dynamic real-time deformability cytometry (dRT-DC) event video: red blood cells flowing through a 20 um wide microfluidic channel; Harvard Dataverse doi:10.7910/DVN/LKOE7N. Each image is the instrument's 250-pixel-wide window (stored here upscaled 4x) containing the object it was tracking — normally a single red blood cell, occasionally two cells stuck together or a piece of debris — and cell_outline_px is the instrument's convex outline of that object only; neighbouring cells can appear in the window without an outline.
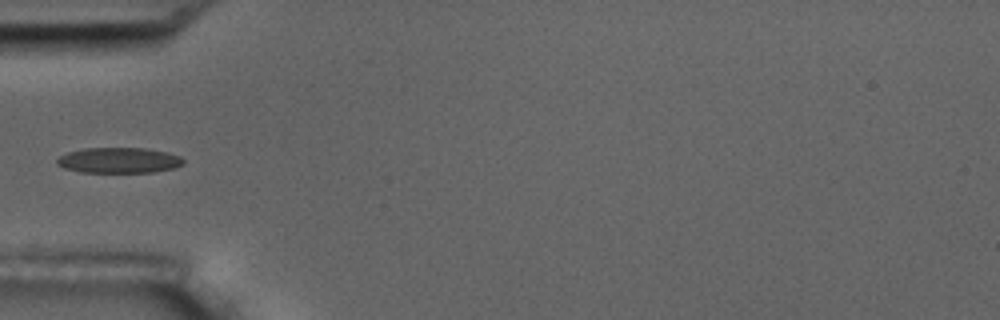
{"species": "common noctule bat (a hibernating species)", "species_latin": "Nyctalus noctula", "temperature_condition": "room temperature", "stored_images_in_passage": 11, "camera_frame_rate_fps": 3000, "um_per_image_px": 0.085, "animal": {"sex": "male", "body_mass_g": 17.5, "forearm_length_mm": 52.3}, "frame": {"image": 1, "passage_image": 5, "time_ms": 5.333, "image_size_px": [1000, 320], "cell_outline_px": [[184, 164], [172, 168], [152, 172], [80, 172], [64, 168], [56, 164], [56, 160], [60, 156], [68, 152], [84, 148], [144, 148], [168, 152], [180, 156], [184, 160]], "centroid_in_image_um": [10.1, 13.62], "position_along_channel_um": 74.9, "area_um2": 18.79}}
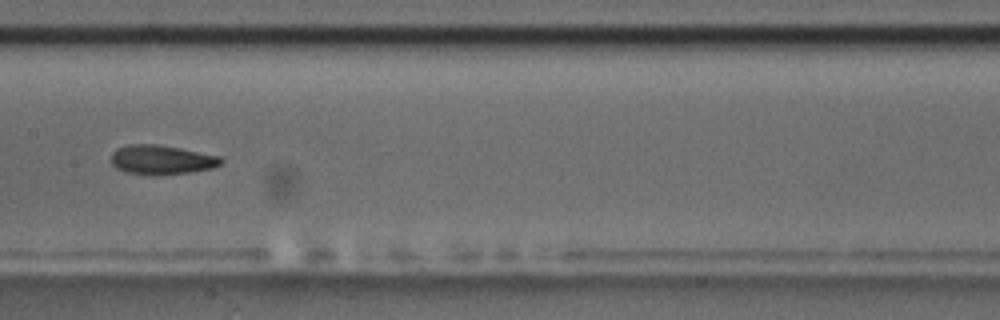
{"frame": {"image": 2, "passage_image": 8, "time_ms": 8.667, "image_size_px": [1000, 320], "cell_outline_px": [[224, 160], [220, 164], [212, 168], [188, 172], [156, 176], [152, 176], [124, 172], [116, 168], [112, 164], [112, 152], [116, 148], [128, 144], [156, 144], [180, 148], [220, 156]], "centroid_in_image_um": [13.7, 13.59], "position_along_channel_um": 193.7, "area_um2": 18.96}}
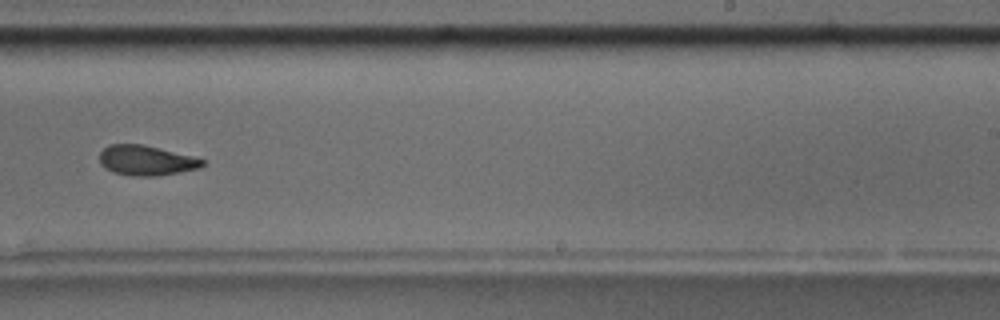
{"frame": {"image": 3, "passage_image": 10, "time_ms": 11.0, "image_size_px": [1000, 320], "cell_outline_px": [[204, 164], [200, 168], [156, 176], [132, 176], [112, 172], [100, 164], [100, 152], [108, 144], [144, 144], [196, 156], [204, 160]], "centroid_in_image_um": [12.44, 13.62], "position_along_channel_um": 276.6, "area_um2": 18.21}}